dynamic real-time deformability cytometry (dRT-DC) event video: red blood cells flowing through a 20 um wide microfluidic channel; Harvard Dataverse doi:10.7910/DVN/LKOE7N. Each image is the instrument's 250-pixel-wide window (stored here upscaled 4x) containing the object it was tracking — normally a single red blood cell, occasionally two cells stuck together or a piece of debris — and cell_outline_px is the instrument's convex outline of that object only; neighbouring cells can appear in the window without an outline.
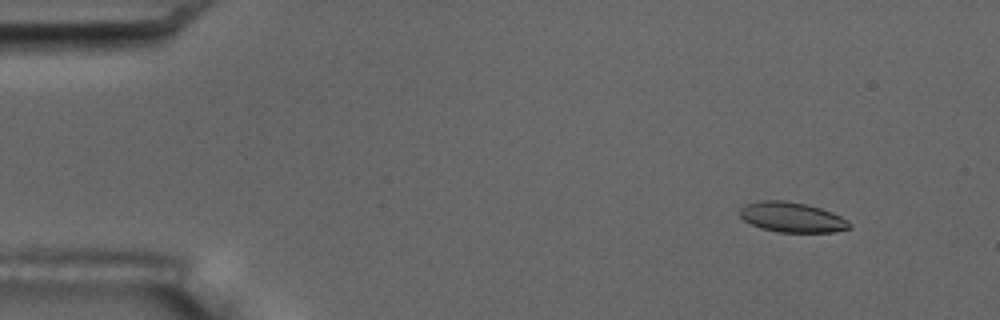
{"species": "common noctule bat (a hibernating species)", "species_latin": "Nyctalus noctula", "temperature_condition": "room temperature", "stored_images_in_passage": 55, "camera_frame_rate_fps": 3000, "um_per_image_px": 0.085, "animal": {"sex": "male", "body_mass_g": 17.5, "forearm_length_mm": 52.3}, "frame": {"image": 1, "passage_image": 6, "time_ms": 1.667, "image_size_px": [1000, 320], "cell_outline_px": [[852, 228], [832, 232], [780, 232], [760, 228], [744, 220], [740, 216], [740, 208], [748, 204], [760, 200], [784, 200], [804, 204], [820, 208], [832, 212], [848, 220], [852, 224]], "centroid_in_image_um": [67.34, 18.47], "position_along_channel_um": 17.7, "area_um2": 19.13}}
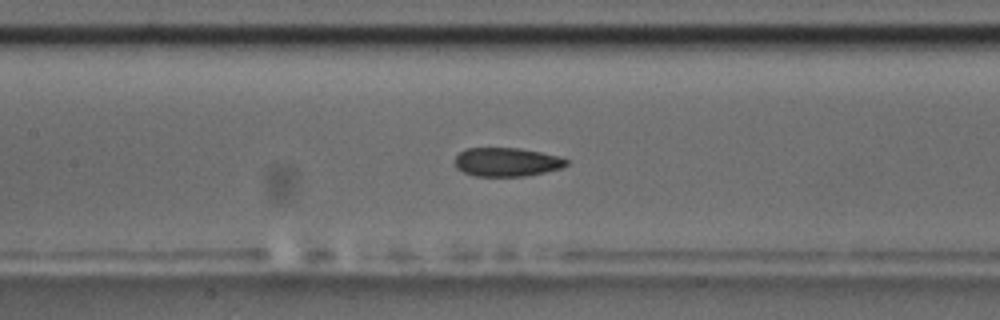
{"frame": {"image": 2, "passage_image": 26, "time_ms": 8.333, "image_size_px": [1000, 320], "cell_outline_px": [[568, 164], [560, 168], [544, 172], [524, 176], [476, 176], [464, 172], [456, 168], [456, 156], [464, 148], [520, 148], [560, 156], [568, 160]], "centroid_in_image_um": [43.07, 13.76], "position_along_channel_um": 164.3, "area_um2": 18.61}}
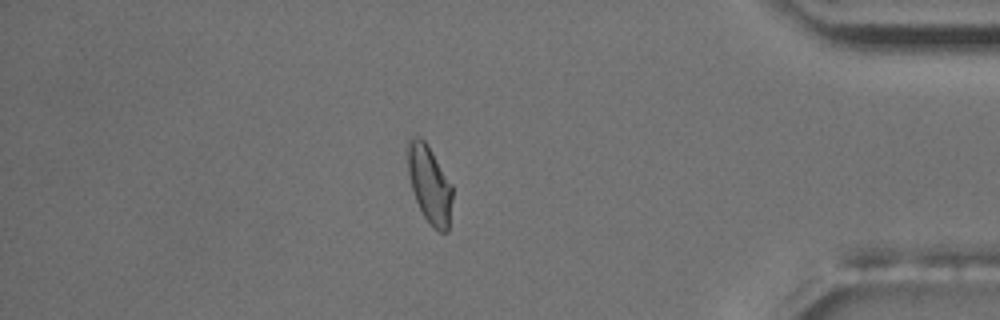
{"frame": {"image": 3, "passage_image": 48, "time_ms": 15.667, "image_size_px": [1000, 320], "cell_outline_px": [[452, 200], [448, 232], [440, 232], [432, 228], [424, 216], [416, 200], [412, 188], [408, 172], [404, 144], [408, 136], [416, 136], [424, 140], [428, 144], [452, 184]], "centroid_in_image_um": [36.47, 15.59], "position_along_channel_um": 398.7, "area_um2": 20.75}, "authors_computed_cell_mechanics": {"area_um2": 19.2474, "velocity_mm_per_s": 3.6718, "shape_relaxation_time_tau1_ms": null, "shape_relaxation_time_tau2_ms": 1.9634, "deformation_change_tau1": null, "deformation_change_tau2": 0.0689}}